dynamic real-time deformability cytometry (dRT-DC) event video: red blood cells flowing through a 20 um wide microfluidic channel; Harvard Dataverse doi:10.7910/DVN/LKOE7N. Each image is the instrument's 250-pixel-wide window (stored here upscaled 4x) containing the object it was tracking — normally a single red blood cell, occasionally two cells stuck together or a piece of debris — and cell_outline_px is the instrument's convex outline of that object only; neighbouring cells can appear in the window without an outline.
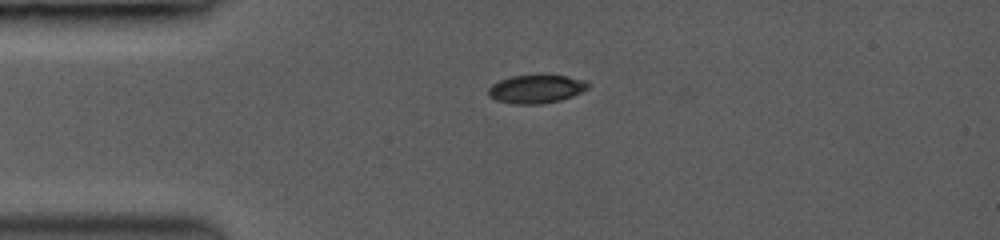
{"species": "common noctule bat (a hibernating species)", "species_latin": "Nyctalus noctula", "temperature_condition": "room temperature", "stored_images_in_passage": 8, "camera_frame_rate_fps": 3500, "um_per_image_px": 0.085, "animal": {"sex": "female", "body_mass_g": 19.0, "forearm_length_mm": 53.3}, "frame": {"image": 1, "passage_image": 7, "time_ms": 1.714, "image_size_px": [1000, 240], "cell_outline_px": [[588, 88], [572, 96], [560, 100], [540, 104], [516, 104], [496, 100], [488, 92], [488, 88], [492, 84], [500, 80], [512, 76], [564, 76], [580, 80], [588, 84]], "centroid_in_image_um": [45.53, 7.58], "position_along_channel_um": 39.5, "area_um2": 15.9}}